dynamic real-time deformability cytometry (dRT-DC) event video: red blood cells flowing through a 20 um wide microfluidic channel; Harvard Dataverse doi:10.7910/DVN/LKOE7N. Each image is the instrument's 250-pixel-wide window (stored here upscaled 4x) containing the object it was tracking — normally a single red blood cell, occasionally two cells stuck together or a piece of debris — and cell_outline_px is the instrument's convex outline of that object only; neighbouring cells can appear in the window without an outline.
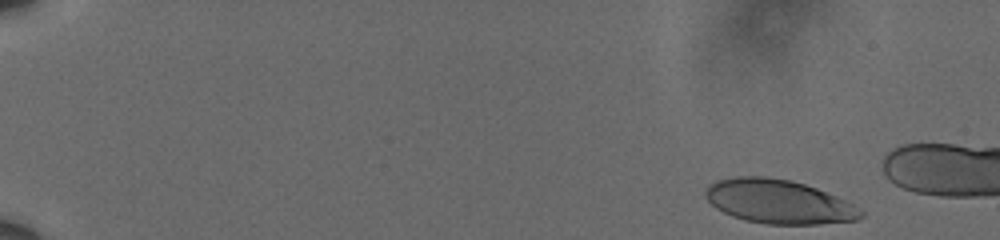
{"species": "human", "species_latin": "Homo sapiens", "temperature_condition": "cold", "stored_images_in_passage": 16, "camera_frame_rate_fps": 3000, "um_per_image_px": 0.085, "donor": {"sex": "male"}, "frame": {"image": 1, "passage_image": 1, "time_ms": 0.0, "image_size_px": [1000, 240], "cell_outline_px": [[864, 216], [860, 220], [820, 224], [768, 224], [744, 220], [732, 216], [716, 208], [704, 196], [704, 192], [708, 184], [720, 180], [736, 176], [764, 176], [792, 180], [816, 188], [836, 196], [860, 208], [864, 212]], "centroid_in_image_um": [66.2, 17.14], "position_along_channel_um": 18.8, "area_um2": 39.88}}